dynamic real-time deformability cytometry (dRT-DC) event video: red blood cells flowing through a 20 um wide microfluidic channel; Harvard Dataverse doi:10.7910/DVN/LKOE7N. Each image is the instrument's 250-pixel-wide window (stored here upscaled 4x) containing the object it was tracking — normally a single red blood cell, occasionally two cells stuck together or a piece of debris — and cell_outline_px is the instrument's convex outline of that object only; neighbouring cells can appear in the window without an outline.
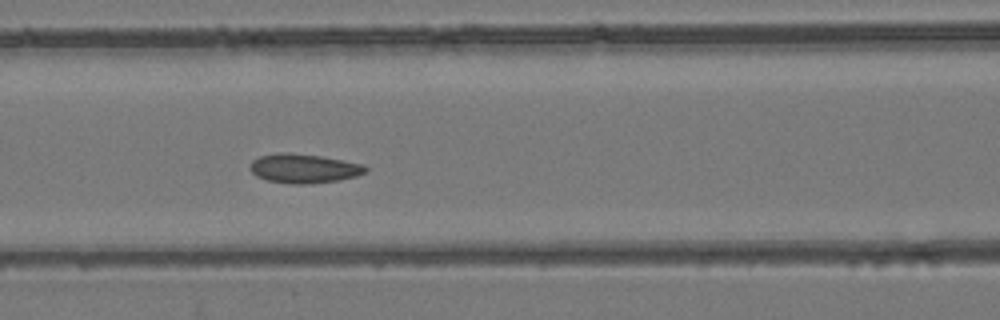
{"species": "common noctule bat (a hibernating species)", "species_latin": "Nyctalus noctula", "temperature_condition": "room temperature", "stored_images_in_passage": 7, "camera_frame_rate_fps": 3000, "um_per_image_px": 0.085, "animal": {"sex": "female", "body_mass_g": 24.6, "forearm_length_mm": 56.2}, "frame": {"image": 1, "passage_image": 7, "time_ms": 7.667, "image_size_px": [1000, 320], "cell_outline_px": [[368, 172], [356, 176], [340, 180], [308, 184], [292, 184], [268, 180], [256, 176], [248, 168], [252, 160], [260, 156], [280, 152], [292, 152], [320, 156], [364, 164], [368, 168]], "centroid_in_image_um": [25.83, 14.31], "position_along_channel_um": 140.8, "area_um2": 19.83}}